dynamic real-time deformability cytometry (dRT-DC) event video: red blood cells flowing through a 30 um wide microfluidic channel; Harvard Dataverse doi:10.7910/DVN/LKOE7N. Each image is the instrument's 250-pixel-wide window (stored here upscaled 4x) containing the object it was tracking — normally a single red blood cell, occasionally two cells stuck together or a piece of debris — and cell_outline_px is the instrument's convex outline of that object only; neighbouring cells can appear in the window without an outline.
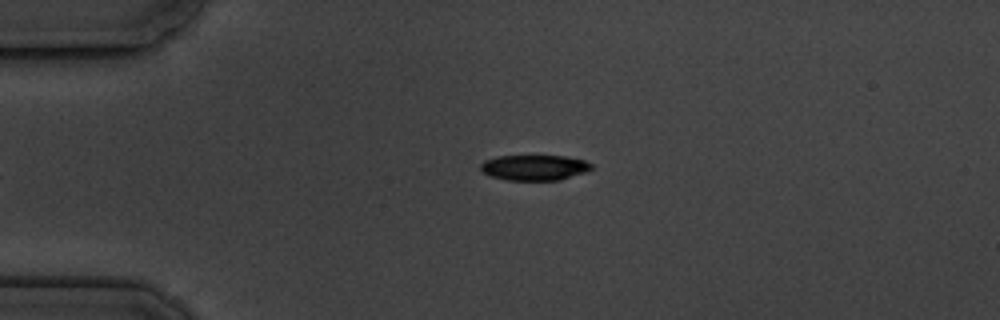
{"species": "common noctule bat (a hibernating species)", "species_latin": "Nyctalus noctula", "temperature_condition": "cold", "stored_images_in_passage": 2, "camera_frame_rate_fps": 3000, "um_per_image_px": 0.085, "animal": {"sex": "male", "body_mass_g": 19.5, "forearm_length_mm": 54.6}, "frame": {"image": 1, "passage_image": 1, "time_ms": 0.0, "image_size_px": [1000, 320], "cell_outline_px": [[592, 168], [584, 172], [560, 180], [508, 180], [492, 176], [480, 172], [480, 164], [484, 160], [496, 156], [564, 156], [584, 160], [592, 164]], "centroid_in_image_um": [45.38, 14.24], "position_along_channel_um": 39.6, "area_um2": 16.42}}